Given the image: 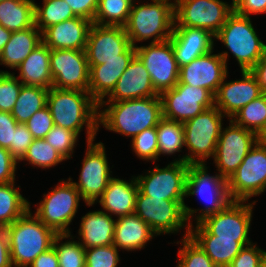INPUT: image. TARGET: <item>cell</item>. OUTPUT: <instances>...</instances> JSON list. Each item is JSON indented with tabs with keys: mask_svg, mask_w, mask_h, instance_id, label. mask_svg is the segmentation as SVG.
Returning <instances> with one entry per match:
<instances>
[{
	"mask_svg": "<svg viewBox=\"0 0 266 267\" xmlns=\"http://www.w3.org/2000/svg\"><path fill=\"white\" fill-rule=\"evenodd\" d=\"M162 118L159 95L123 101L102 100L99 103V128L103 125L106 130L131 139L145 129L156 127Z\"/></svg>",
	"mask_w": 266,
	"mask_h": 267,
	"instance_id": "obj_1",
	"label": "cell"
},
{
	"mask_svg": "<svg viewBox=\"0 0 266 267\" xmlns=\"http://www.w3.org/2000/svg\"><path fill=\"white\" fill-rule=\"evenodd\" d=\"M54 125L80 135L86 127V141L95 140L99 130V104L88 91L51 87L47 96Z\"/></svg>",
	"mask_w": 266,
	"mask_h": 267,
	"instance_id": "obj_2",
	"label": "cell"
},
{
	"mask_svg": "<svg viewBox=\"0 0 266 267\" xmlns=\"http://www.w3.org/2000/svg\"><path fill=\"white\" fill-rule=\"evenodd\" d=\"M5 229L13 267H28L41 253L53 247L58 235L33 214L30 208Z\"/></svg>",
	"mask_w": 266,
	"mask_h": 267,
	"instance_id": "obj_3",
	"label": "cell"
},
{
	"mask_svg": "<svg viewBox=\"0 0 266 267\" xmlns=\"http://www.w3.org/2000/svg\"><path fill=\"white\" fill-rule=\"evenodd\" d=\"M174 26V2L171 0H151L146 4L131 6L128 21L124 26L133 47L137 42L151 40L161 43L172 36Z\"/></svg>",
	"mask_w": 266,
	"mask_h": 267,
	"instance_id": "obj_4",
	"label": "cell"
},
{
	"mask_svg": "<svg viewBox=\"0 0 266 267\" xmlns=\"http://www.w3.org/2000/svg\"><path fill=\"white\" fill-rule=\"evenodd\" d=\"M208 172L206 163L188 165L186 197L198 195L206 204L209 203L202 209H192L186 203L184 204V213L189 226L194 225L191 221L192 216L199 223L207 216L220 212L231 202L227 190V180L219 173L211 176Z\"/></svg>",
	"mask_w": 266,
	"mask_h": 267,
	"instance_id": "obj_5",
	"label": "cell"
},
{
	"mask_svg": "<svg viewBox=\"0 0 266 267\" xmlns=\"http://www.w3.org/2000/svg\"><path fill=\"white\" fill-rule=\"evenodd\" d=\"M225 117L214 105L184 122L185 147L189 153L173 161H181L187 164H204L207 159L213 158L223 126L222 121Z\"/></svg>",
	"mask_w": 266,
	"mask_h": 267,
	"instance_id": "obj_6",
	"label": "cell"
},
{
	"mask_svg": "<svg viewBox=\"0 0 266 267\" xmlns=\"http://www.w3.org/2000/svg\"><path fill=\"white\" fill-rule=\"evenodd\" d=\"M215 40L224 44L237 60L242 70H251L264 56L266 44L256 33L251 17L237 13L235 10L229 15Z\"/></svg>",
	"mask_w": 266,
	"mask_h": 267,
	"instance_id": "obj_7",
	"label": "cell"
},
{
	"mask_svg": "<svg viewBox=\"0 0 266 267\" xmlns=\"http://www.w3.org/2000/svg\"><path fill=\"white\" fill-rule=\"evenodd\" d=\"M37 205L35 215L57 234H71L69 225L76 216L80 193L68 179L60 180Z\"/></svg>",
	"mask_w": 266,
	"mask_h": 267,
	"instance_id": "obj_8",
	"label": "cell"
},
{
	"mask_svg": "<svg viewBox=\"0 0 266 267\" xmlns=\"http://www.w3.org/2000/svg\"><path fill=\"white\" fill-rule=\"evenodd\" d=\"M184 204V200L152 198L139 190L134 213L147 223L157 235L176 234L180 230L186 229L184 237H187L190 226L185 217Z\"/></svg>",
	"mask_w": 266,
	"mask_h": 267,
	"instance_id": "obj_9",
	"label": "cell"
},
{
	"mask_svg": "<svg viewBox=\"0 0 266 267\" xmlns=\"http://www.w3.org/2000/svg\"><path fill=\"white\" fill-rule=\"evenodd\" d=\"M233 11L222 0H174L173 27L206 29L215 36Z\"/></svg>",
	"mask_w": 266,
	"mask_h": 267,
	"instance_id": "obj_10",
	"label": "cell"
},
{
	"mask_svg": "<svg viewBox=\"0 0 266 267\" xmlns=\"http://www.w3.org/2000/svg\"><path fill=\"white\" fill-rule=\"evenodd\" d=\"M231 201H246L266 190V145L256 143L227 180Z\"/></svg>",
	"mask_w": 266,
	"mask_h": 267,
	"instance_id": "obj_11",
	"label": "cell"
},
{
	"mask_svg": "<svg viewBox=\"0 0 266 267\" xmlns=\"http://www.w3.org/2000/svg\"><path fill=\"white\" fill-rule=\"evenodd\" d=\"M94 141L86 142L87 150H85V157L82 159L78 182H73L71 177L68 178L89 207L96 204V201L104 193L108 181L112 178L105 146L102 142L95 143Z\"/></svg>",
	"mask_w": 266,
	"mask_h": 267,
	"instance_id": "obj_12",
	"label": "cell"
},
{
	"mask_svg": "<svg viewBox=\"0 0 266 267\" xmlns=\"http://www.w3.org/2000/svg\"><path fill=\"white\" fill-rule=\"evenodd\" d=\"M163 117L184 123L215 105L214 95L207 89L177 83L160 95Z\"/></svg>",
	"mask_w": 266,
	"mask_h": 267,
	"instance_id": "obj_13",
	"label": "cell"
},
{
	"mask_svg": "<svg viewBox=\"0 0 266 267\" xmlns=\"http://www.w3.org/2000/svg\"><path fill=\"white\" fill-rule=\"evenodd\" d=\"M256 202L231 201L220 212L207 216L199 223L218 238L235 239L247 246L252 243L248 235Z\"/></svg>",
	"mask_w": 266,
	"mask_h": 267,
	"instance_id": "obj_14",
	"label": "cell"
},
{
	"mask_svg": "<svg viewBox=\"0 0 266 267\" xmlns=\"http://www.w3.org/2000/svg\"><path fill=\"white\" fill-rule=\"evenodd\" d=\"M187 163L173 161L164 168L155 165L136 178L139 190L152 198L184 200L186 198Z\"/></svg>",
	"mask_w": 266,
	"mask_h": 267,
	"instance_id": "obj_15",
	"label": "cell"
},
{
	"mask_svg": "<svg viewBox=\"0 0 266 267\" xmlns=\"http://www.w3.org/2000/svg\"><path fill=\"white\" fill-rule=\"evenodd\" d=\"M229 122V126L221 129L213 157L218 173L225 180L232 176L257 143L254 132L236 125L231 119Z\"/></svg>",
	"mask_w": 266,
	"mask_h": 267,
	"instance_id": "obj_16",
	"label": "cell"
},
{
	"mask_svg": "<svg viewBox=\"0 0 266 267\" xmlns=\"http://www.w3.org/2000/svg\"><path fill=\"white\" fill-rule=\"evenodd\" d=\"M136 55L149 72L155 92L172 89L179 78V67L170 40L136 47Z\"/></svg>",
	"mask_w": 266,
	"mask_h": 267,
	"instance_id": "obj_17",
	"label": "cell"
},
{
	"mask_svg": "<svg viewBox=\"0 0 266 267\" xmlns=\"http://www.w3.org/2000/svg\"><path fill=\"white\" fill-rule=\"evenodd\" d=\"M89 70L85 50L50 49L52 87L88 91Z\"/></svg>",
	"mask_w": 266,
	"mask_h": 267,
	"instance_id": "obj_18",
	"label": "cell"
},
{
	"mask_svg": "<svg viewBox=\"0 0 266 267\" xmlns=\"http://www.w3.org/2000/svg\"><path fill=\"white\" fill-rule=\"evenodd\" d=\"M214 50L199 56L179 68L178 83L201 87L214 96L228 73V51L213 54Z\"/></svg>",
	"mask_w": 266,
	"mask_h": 267,
	"instance_id": "obj_19",
	"label": "cell"
},
{
	"mask_svg": "<svg viewBox=\"0 0 266 267\" xmlns=\"http://www.w3.org/2000/svg\"><path fill=\"white\" fill-rule=\"evenodd\" d=\"M131 42L123 26L92 24L85 47L88 65L104 64L107 60L122 59Z\"/></svg>",
	"mask_w": 266,
	"mask_h": 267,
	"instance_id": "obj_20",
	"label": "cell"
},
{
	"mask_svg": "<svg viewBox=\"0 0 266 267\" xmlns=\"http://www.w3.org/2000/svg\"><path fill=\"white\" fill-rule=\"evenodd\" d=\"M241 79L226 82L228 74L215 94V106L230 120L242 107L263 94L255 75L242 70Z\"/></svg>",
	"mask_w": 266,
	"mask_h": 267,
	"instance_id": "obj_21",
	"label": "cell"
},
{
	"mask_svg": "<svg viewBox=\"0 0 266 267\" xmlns=\"http://www.w3.org/2000/svg\"><path fill=\"white\" fill-rule=\"evenodd\" d=\"M158 96L155 92L149 72L141 59L135 55L117 84L107 95V101H123Z\"/></svg>",
	"mask_w": 266,
	"mask_h": 267,
	"instance_id": "obj_22",
	"label": "cell"
},
{
	"mask_svg": "<svg viewBox=\"0 0 266 267\" xmlns=\"http://www.w3.org/2000/svg\"><path fill=\"white\" fill-rule=\"evenodd\" d=\"M169 40L179 68L209 53L215 45V36L208 30L199 28L173 27Z\"/></svg>",
	"mask_w": 266,
	"mask_h": 267,
	"instance_id": "obj_23",
	"label": "cell"
},
{
	"mask_svg": "<svg viewBox=\"0 0 266 267\" xmlns=\"http://www.w3.org/2000/svg\"><path fill=\"white\" fill-rule=\"evenodd\" d=\"M135 55L136 47L131 45L122 53V59L107 60L100 65H89L88 92L98 104L112 91Z\"/></svg>",
	"mask_w": 266,
	"mask_h": 267,
	"instance_id": "obj_24",
	"label": "cell"
},
{
	"mask_svg": "<svg viewBox=\"0 0 266 267\" xmlns=\"http://www.w3.org/2000/svg\"><path fill=\"white\" fill-rule=\"evenodd\" d=\"M92 21L74 17L46 28L42 42L50 49L85 50Z\"/></svg>",
	"mask_w": 266,
	"mask_h": 267,
	"instance_id": "obj_25",
	"label": "cell"
},
{
	"mask_svg": "<svg viewBox=\"0 0 266 267\" xmlns=\"http://www.w3.org/2000/svg\"><path fill=\"white\" fill-rule=\"evenodd\" d=\"M139 191L135 176L129 182L112 177L102 196L96 201L100 203L104 212L117 218L133 214L135 211L136 196Z\"/></svg>",
	"mask_w": 266,
	"mask_h": 267,
	"instance_id": "obj_26",
	"label": "cell"
},
{
	"mask_svg": "<svg viewBox=\"0 0 266 267\" xmlns=\"http://www.w3.org/2000/svg\"><path fill=\"white\" fill-rule=\"evenodd\" d=\"M189 236L217 267H228L244 247L235 239L218 238L210 234L200 223L190 226Z\"/></svg>",
	"mask_w": 266,
	"mask_h": 267,
	"instance_id": "obj_27",
	"label": "cell"
},
{
	"mask_svg": "<svg viewBox=\"0 0 266 267\" xmlns=\"http://www.w3.org/2000/svg\"><path fill=\"white\" fill-rule=\"evenodd\" d=\"M115 222L116 219L103 210L89 211L81 218L79 243L85 249L112 245Z\"/></svg>",
	"mask_w": 266,
	"mask_h": 267,
	"instance_id": "obj_28",
	"label": "cell"
},
{
	"mask_svg": "<svg viewBox=\"0 0 266 267\" xmlns=\"http://www.w3.org/2000/svg\"><path fill=\"white\" fill-rule=\"evenodd\" d=\"M155 236L151 227L133 213L116 219L113 244L118 249L136 251L145 248Z\"/></svg>",
	"mask_w": 266,
	"mask_h": 267,
	"instance_id": "obj_29",
	"label": "cell"
},
{
	"mask_svg": "<svg viewBox=\"0 0 266 267\" xmlns=\"http://www.w3.org/2000/svg\"><path fill=\"white\" fill-rule=\"evenodd\" d=\"M16 76L23 85L52 87L53 78L50 71V48L43 42L39 44L16 68Z\"/></svg>",
	"mask_w": 266,
	"mask_h": 267,
	"instance_id": "obj_30",
	"label": "cell"
},
{
	"mask_svg": "<svg viewBox=\"0 0 266 267\" xmlns=\"http://www.w3.org/2000/svg\"><path fill=\"white\" fill-rule=\"evenodd\" d=\"M42 43V32L35 26L11 33L0 54V65L16 69Z\"/></svg>",
	"mask_w": 266,
	"mask_h": 267,
	"instance_id": "obj_31",
	"label": "cell"
},
{
	"mask_svg": "<svg viewBox=\"0 0 266 267\" xmlns=\"http://www.w3.org/2000/svg\"><path fill=\"white\" fill-rule=\"evenodd\" d=\"M34 0H4L0 2V25L11 32L35 24Z\"/></svg>",
	"mask_w": 266,
	"mask_h": 267,
	"instance_id": "obj_32",
	"label": "cell"
},
{
	"mask_svg": "<svg viewBox=\"0 0 266 267\" xmlns=\"http://www.w3.org/2000/svg\"><path fill=\"white\" fill-rule=\"evenodd\" d=\"M49 89L22 85L11 115L18 123L25 124L31 116L47 106Z\"/></svg>",
	"mask_w": 266,
	"mask_h": 267,
	"instance_id": "obj_33",
	"label": "cell"
},
{
	"mask_svg": "<svg viewBox=\"0 0 266 267\" xmlns=\"http://www.w3.org/2000/svg\"><path fill=\"white\" fill-rule=\"evenodd\" d=\"M15 183L0 184V227L9 226L31 208Z\"/></svg>",
	"mask_w": 266,
	"mask_h": 267,
	"instance_id": "obj_34",
	"label": "cell"
},
{
	"mask_svg": "<svg viewBox=\"0 0 266 267\" xmlns=\"http://www.w3.org/2000/svg\"><path fill=\"white\" fill-rule=\"evenodd\" d=\"M158 158L160 155H174L185 146L183 123L162 118L156 126Z\"/></svg>",
	"mask_w": 266,
	"mask_h": 267,
	"instance_id": "obj_35",
	"label": "cell"
},
{
	"mask_svg": "<svg viewBox=\"0 0 266 267\" xmlns=\"http://www.w3.org/2000/svg\"><path fill=\"white\" fill-rule=\"evenodd\" d=\"M35 26L43 32L46 28L77 17L64 0H43V7L35 3Z\"/></svg>",
	"mask_w": 266,
	"mask_h": 267,
	"instance_id": "obj_36",
	"label": "cell"
},
{
	"mask_svg": "<svg viewBox=\"0 0 266 267\" xmlns=\"http://www.w3.org/2000/svg\"><path fill=\"white\" fill-rule=\"evenodd\" d=\"M132 3L128 0H98L94 24L100 26H125Z\"/></svg>",
	"mask_w": 266,
	"mask_h": 267,
	"instance_id": "obj_37",
	"label": "cell"
},
{
	"mask_svg": "<svg viewBox=\"0 0 266 267\" xmlns=\"http://www.w3.org/2000/svg\"><path fill=\"white\" fill-rule=\"evenodd\" d=\"M231 120L257 134L266 121V93L242 107Z\"/></svg>",
	"mask_w": 266,
	"mask_h": 267,
	"instance_id": "obj_38",
	"label": "cell"
},
{
	"mask_svg": "<svg viewBox=\"0 0 266 267\" xmlns=\"http://www.w3.org/2000/svg\"><path fill=\"white\" fill-rule=\"evenodd\" d=\"M65 238L70 240L62 241ZM74 238L72 234H58L54 239L59 267H85V248Z\"/></svg>",
	"mask_w": 266,
	"mask_h": 267,
	"instance_id": "obj_39",
	"label": "cell"
},
{
	"mask_svg": "<svg viewBox=\"0 0 266 267\" xmlns=\"http://www.w3.org/2000/svg\"><path fill=\"white\" fill-rule=\"evenodd\" d=\"M21 161H27V164L33 167L48 169L66 161V159L45 139H34Z\"/></svg>",
	"mask_w": 266,
	"mask_h": 267,
	"instance_id": "obj_40",
	"label": "cell"
},
{
	"mask_svg": "<svg viewBox=\"0 0 266 267\" xmlns=\"http://www.w3.org/2000/svg\"><path fill=\"white\" fill-rule=\"evenodd\" d=\"M179 243L182 247L177 254V267H217L190 236H183L181 241H177Z\"/></svg>",
	"mask_w": 266,
	"mask_h": 267,
	"instance_id": "obj_41",
	"label": "cell"
},
{
	"mask_svg": "<svg viewBox=\"0 0 266 267\" xmlns=\"http://www.w3.org/2000/svg\"><path fill=\"white\" fill-rule=\"evenodd\" d=\"M132 151L141 160L158 161V142L156 127L145 129L131 140Z\"/></svg>",
	"mask_w": 266,
	"mask_h": 267,
	"instance_id": "obj_42",
	"label": "cell"
},
{
	"mask_svg": "<svg viewBox=\"0 0 266 267\" xmlns=\"http://www.w3.org/2000/svg\"><path fill=\"white\" fill-rule=\"evenodd\" d=\"M78 135L66 128L54 125L44 138L66 160L72 157L78 142Z\"/></svg>",
	"mask_w": 266,
	"mask_h": 267,
	"instance_id": "obj_43",
	"label": "cell"
},
{
	"mask_svg": "<svg viewBox=\"0 0 266 267\" xmlns=\"http://www.w3.org/2000/svg\"><path fill=\"white\" fill-rule=\"evenodd\" d=\"M22 85L14 72L0 70V112L11 113Z\"/></svg>",
	"mask_w": 266,
	"mask_h": 267,
	"instance_id": "obj_44",
	"label": "cell"
},
{
	"mask_svg": "<svg viewBox=\"0 0 266 267\" xmlns=\"http://www.w3.org/2000/svg\"><path fill=\"white\" fill-rule=\"evenodd\" d=\"M118 248L112 245L85 249V267H117L120 261Z\"/></svg>",
	"mask_w": 266,
	"mask_h": 267,
	"instance_id": "obj_45",
	"label": "cell"
},
{
	"mask_svg": "<svg viewBox=\"0 0 266 267\" xmlns=\"http://www.w3.org/2000/svg\"><path fill=\"white\" fill-rule=\"evenodd\" d=\"M34 139H44L54 127V121L48 106L36 111L25 123Z\"/></svg>",
	"mask_w": 266,
	"mask_h": 267,
	"instance_id": "obj_46",
	"label": "cell"
},
{
	"mask_svg": "<svg viewBox=\"0 0 266 267\" xmlns=\"http://www.w3.org/2000/svg\"><path fill=\"white\" fill-rule=\"evenodd\" d=\"M33 140L34 138L28 130V127L25 124L18 123L14 133L13 143H11L10 149L8 150L17 163L21 162Z\"/></svg>",
	"mask_w": 266,
	"mask_h": 267,
	"instance_id": "obj_47",
	"label": "cell"
},
{
	"mask_svg": "<svg viewBox=\"0 0 266 267\" xmlns=\"http://www.w3.org/2000/svg\"><path fill=\"white\" fill-rule=\"evenodd\" d=\"M264 251L252 242L241 249L228 267H260Z\"/></svg>",
	"mask_w": 266,
	"mask_h": 267,
	"instance_id": "obj_48",
	"label": "cell"
},
{
	"mask_svg": "<svg viewBox=\"0 0 266 267\" xmlns=\"http://www.w3.org/2000/svg\"><path fill=\"white\" fill-rule=\"evenodd\" d=\"M18 122L9 112H0V147L10 149Z\"/></svg>",
	"mask_w": 266,
	"mask_h": 267,
	"instance_id": "obj_49",
	"label": "cell"
},
{
	"mask_svg": "<svg viewBox=\"0 0 266 267\" xmlns=\"http://www.w3.org/2000/svg\"><path fill=\"white\" fill-rule=\"evenodd\" d=\"M17 165V161L11 156L8 149L0 147V184L16 180Z\"/></svg>",
	"mask_w": 266,
	"mask_h": 267,
	"instance_id": "obj_50",
	"label": "cell"
},
{
	"mask_svg": "<svg viewBox=\"0 0 266 267\" xmlns=\"http://www.w3.org/2000/svg\"><path fill=\"white\" fill-rule=\"evenodd\" d=\"M78 17L94 21L98 7V0H64Z\"/></svg>",
	"mask_w": 266,
	"mask_h": 267,
	"instance_id": "obj_51",
	"label": "cell"
},
{
	"mask_svg": "<svg viewBox=\"0 0 266 267\" xmlns=\"http://www.w3.org/2000/svg\"><path fill=\"white\" fill-rule=\"evenodd\" d=\"M234 10L244 16L266 13V0H242Z\"/></svg>",
	"mask_w": 266,
	"mask_h": 267,
	"instance_id": "obj_52",
	"label": "cell"
},
{
	"mask_svg": "<svg viewBox=\"0 0 266 267\" xmlns=\"http://www.w3.org/2000/svg\"><path fill=\"white\" fill-rule=\"evenodd\" d=\"M28 267H59V260L54 247L41 253Z\"/></svg>",
	"mask_w": 266,
	"mask_h": 267,
	"instance_id": "obj_53",
	"label": "cell"
},
{
	"mask_svg": "<svg viewBox=\"0 0 266 267\" xmlns=\"http://www.w3.org/2000/svg\"><path fill=\"white\" fill-rule=\"evenodd\" d=\"M0 267H13L6 229L0 227Z\"/></svg>",
	"mask_w": 266,
	"mask_h": 267,
	"instance_id": "obj_54",
	"label": "cell"
},
{
	"mask_svg": "<svg viewBox=\"0 0 266 267\" xmlns=\"http://www.w3.org/2000/svg\"><path fill=\"white\" fill-rule=\"evenodd\" d=\"M256 77L263 93H266V52L250 70Z\"/></svg>",
	"mask_w": 266,
	"mask_h": 267,
	"instance_id": "obj_55",
	"label": "cell"
},
{
	"mask_svg": "<svg viewBox=\"0 0 266 267\" xmlns=\"http://www.w3.org/2000/svg\"><path fill=\"white\" fill-rule=\"evenodd\" d=\"M11 33H12L11 31L7 30L2 25H0V54L2 53L4 46L9 41Z\"/></svg>",
	"mask_w": 266,
	"mask_h": 267,
	"instance_id": "obj_56",
	"label": "cell"
},
{
	"mask_svg": "<svg viewBox=\"0 0 266 267\" xmlns=\"http://www.w3.org/2000/svg\"><path fill=\"white\" fill-rule=\"evenodd\" d=\"M256 142L262 145H266V121L259 132L256 134Z\"/></svg>",
	"mask_w": 266,
	"mask_h": 267,
	"instance_id": "obj_57",
	"label": "cell"
},
{
	"mask_svg": "<svg viewBox=\"0 0 266 267\" xmlns=\"http://www.w3.org/2000/svg\"><path fill=\"white\" fill-rule=\"evenodd\" d=\"M260 267H266V251H264L262 256Z\"/></svg>",
	"mask_w": 266,
	"mask_h": 267,
	"instance_id": "obj_58",
	"label": "cell"
},
{
	"mask_svg": "<svg viewBox=\"0 0 266 267\" xmlns=\"http://www.w3.org/2000/svg\"><path fill=\"white\" fill-rule=\"evenodd\" d=\"M242 0H232V6L235 8Z\"/></svg>",
	"mask_w": 266,
	"mask_h": 267,
	"instance_id": "obj_59",
	"label": "cell"
},
{
	"mask_svg": "<svg viewBox=\"0 0 266 267\" xmlns=\"http://www.w3.org/2000/svg\"><path fill=\"white\" fill-rule=\"evenodd\" d=\"M130 3H132V4H135L136 2H134V1H136V0H128ZM138 1V0H137Z\"/></svg>",
	"mask_w": 266,
	"mask_h": 267,
	"instance_id": "obj_60",
	"label": "cell"
}]
</instances>
